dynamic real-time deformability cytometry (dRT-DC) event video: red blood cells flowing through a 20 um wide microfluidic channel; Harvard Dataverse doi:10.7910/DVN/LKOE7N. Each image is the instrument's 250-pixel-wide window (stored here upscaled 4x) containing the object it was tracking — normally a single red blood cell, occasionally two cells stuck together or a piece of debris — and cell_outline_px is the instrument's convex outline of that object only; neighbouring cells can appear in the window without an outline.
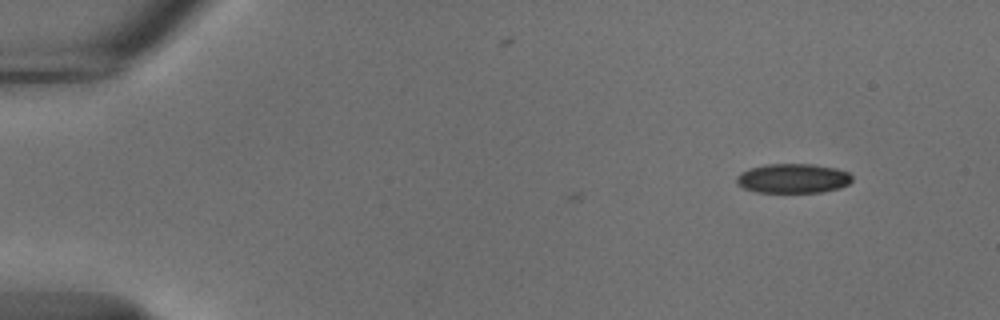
{"species": "common noctule bat (a hibernating species)", "species_latin": "Nyctalus noctula", "temperature_condition": "cold", "stored_images_in_passage": 14, "camera_frame_rate_fps": 3000, "um_per_image_px": 0.085, "animal": {"sex": "male", "body_mass_g": 18.8}, "frame": {"image": 1, "passage_image": 14, "time_ms": 4.333, "image_size_px": [1000, 320], "cell_outline_px": [[852, 180], [848, 184], [840, 188], [820, 192], [756, 192], [744, 188], [736, 184], [736, 176], [740, 172], [764, 164], [812, 164], [836, 168], [848, 172], [852, 176]], "centroid_in_image_um": [67.39, 15.16], "position_along_channel_um": 17.6, "area_um2": 19.88}}